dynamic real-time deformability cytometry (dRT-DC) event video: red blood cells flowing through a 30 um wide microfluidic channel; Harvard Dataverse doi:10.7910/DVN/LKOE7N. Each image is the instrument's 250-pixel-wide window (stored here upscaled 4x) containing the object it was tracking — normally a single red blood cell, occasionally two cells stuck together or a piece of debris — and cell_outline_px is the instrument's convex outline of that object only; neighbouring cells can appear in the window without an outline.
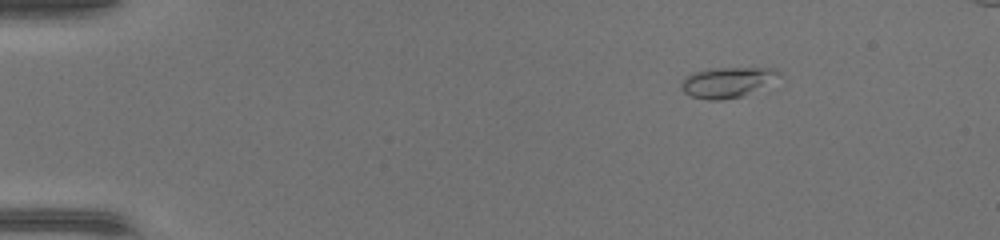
{"species": "common noctule bat (a hibernating species)", "species_latin": "Nyctalus noctula", "temperature_condition": "warm", "stored_images_in_passage": 41, "camera_frame_rate_fps": 3000, "um_per_image_px": 0.085, "animal": {"sex": "female", "body_mass_g": 17.0, "forearm_length_mm": 48.0}, "frame": {"image": 1, "passage_image": 1, "time_ms": 0.0, "image_size_px": [1000, 240], "cell_outline_px": [[784, 76], [740, 96], [720, 100], [708, 100], [692, 96], [684, 92], [680, 88], [680, 84], [684, 76], [692, 72], [708, 68], [776, 68]], "centroid_in_image_um": [61.78, 6.96], "position_along_channel_um": 23.2, "area_um2": 17.28}}
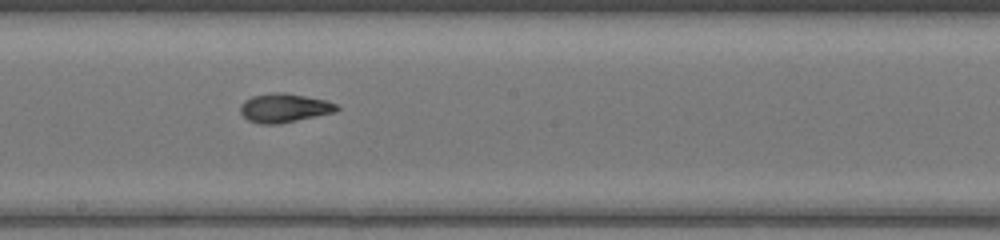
{"frame": {"image": 2, "passage_image": 21, "time_ms": 6.667, "image_size_px": [1000, 240], "cell_outline_px": [[340, 108], [336, 112], [280, 124], [260, 124], [248, 120], [240, 112], [240, 104], [244, 100], [252, 96], [272, 92], [284, 92], [328, 100], [336, 104]], "centroid_in_image_um": [24.17, 9.17], "position_along_channel_um": 224.0, "area_um2": 16.47}}
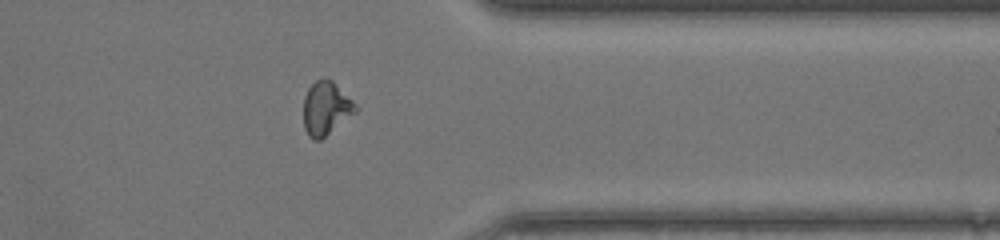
{"frame": {"image": 3, "passage_image": 32, "time_ms": 10.333, "image_size_px": [1000, 240], "cell_outline_px": [[360, 108], [356, 112], [320, 140], [312, 140], [308, 136], [304, 128], [304, 96], [308, 88], [316, 80], [332, 80]], "centroid_in_image_um": [27.7, 9.23], "position_along_channel_um": 383.7, "area_um2": 16.07}}